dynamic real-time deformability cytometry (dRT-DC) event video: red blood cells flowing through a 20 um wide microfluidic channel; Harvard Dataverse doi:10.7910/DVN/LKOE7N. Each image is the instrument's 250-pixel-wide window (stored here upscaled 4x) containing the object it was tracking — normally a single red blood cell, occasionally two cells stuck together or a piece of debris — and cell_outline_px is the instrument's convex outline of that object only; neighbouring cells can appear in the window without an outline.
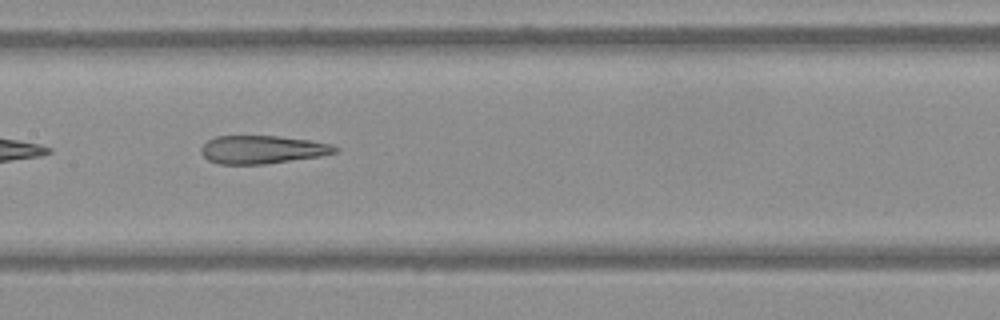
{"species": "Egyptian fruit bat (a non-hibernating species)", "species_latin": "Rousettus aegyptiacus", "temperature_condition": "warm", "stored_images_in_passage": 36, "camera_frame_rate_fps": 3000, "um_per_image_px": 0.085, "frame": {"image": 1, "passage_image": 11, "time_ms": 3.333, "image_size_px": [1000, 320], "cell_outline_px": [[340, 152], [320, 156], [264, 164], [216, 164], [208, 160], [200, 152], [200, 148], [208, 140], [216, 136], [276, 136], [312, 140], [332, 144], [340, 148]], "centroid_in_image_um": [22.32, 12.71], "position_along_channel_um": 185.1, "area_um2": 22.14}}
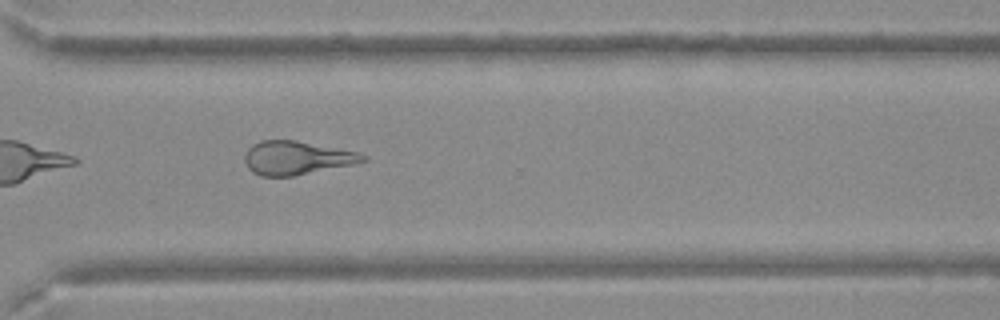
{"frame": {"image": 2, "passage_image": 26, "time_ms": 8.333, "image_size_px": [1000, 320], "cell_outline_px": [[368, 160], [352, 164], [292, 176], [260, 176], [252, 172], [248, 168], [244, 160], [244, 156], [248, 148], [252, 144], [260, 140], [296, 140], [356, 152], [368, 156]], "centroid_in_image_um": [25.16, 13.41], "position_along_channel_um": 345.4, "area_um2": 22.95}}